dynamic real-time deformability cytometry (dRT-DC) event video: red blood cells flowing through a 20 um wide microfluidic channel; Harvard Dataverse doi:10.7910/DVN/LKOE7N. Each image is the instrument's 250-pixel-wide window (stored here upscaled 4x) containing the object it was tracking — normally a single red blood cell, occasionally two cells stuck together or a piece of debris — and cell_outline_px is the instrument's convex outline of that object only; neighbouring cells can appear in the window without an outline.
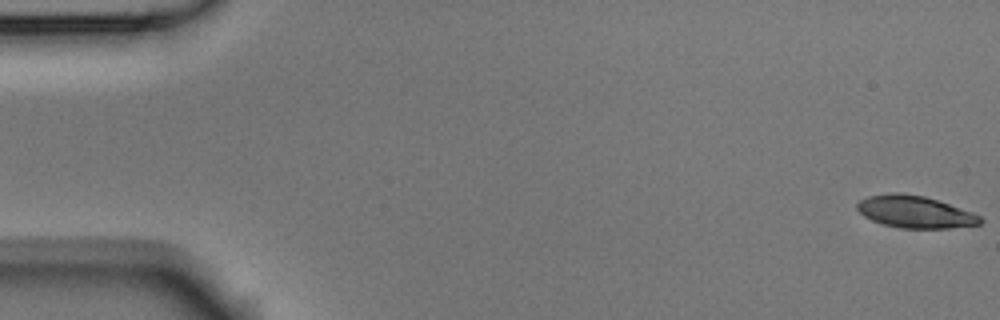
{"species": "Egyptian fruit bat (a non-hibernating species)", "species_latin": "Rousettus aegyptiacus", "temperature_condition": "room temperature", "stored_images_in_passage": 7, "camera_frame_rate_fps": 3000, "um_per_image_px": 0.085, "animal": {"sex": "male"}, "frame": {"image": 1, "passage_image": 1, "time_ms": 0.0, "image_size_px": [1000, 320], "cell_outline_px": [[984, 220], [980, 224], [948, 228], [900, 228], [884, 224], [872, 220], [864, 216], [856, 208], [856, 204], [860, 200], [868, 196], [888, 192], [900, 192], [924, 196], [972, 212], [980, 216]], "centroid_in_image_um": [77.74, 18.0], "position_along_channel_um": 7.3, "area_um2": 22.95}}
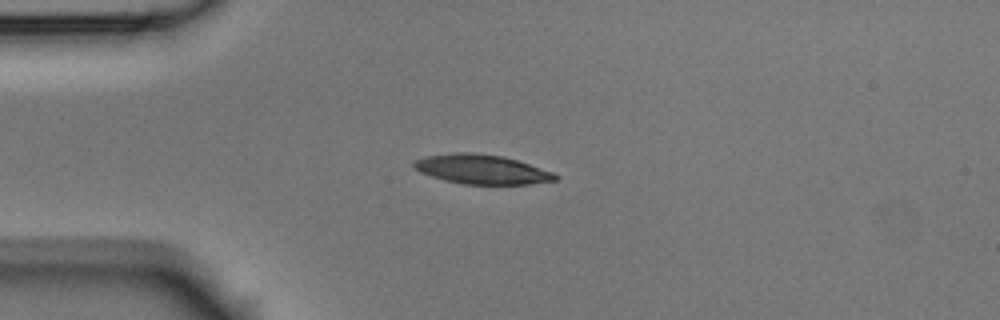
{"frame": {"image": 2, "passage_image": 5, "time_ms": 1.333, "image_size_px": [1000, 320], "cell_outline_px": [[560, 176], [556, 180], [532, 184], [460, 184], [444, 180], [420, 172], [412, 168], [412, 160], [428, 156], [452, 152], [472, 152], [504, 156], [556, 172]], "centroid_in_image_um": [40.96, 14.39], "position_along_channel_um": 44.0, "area_um2": 24.62}}
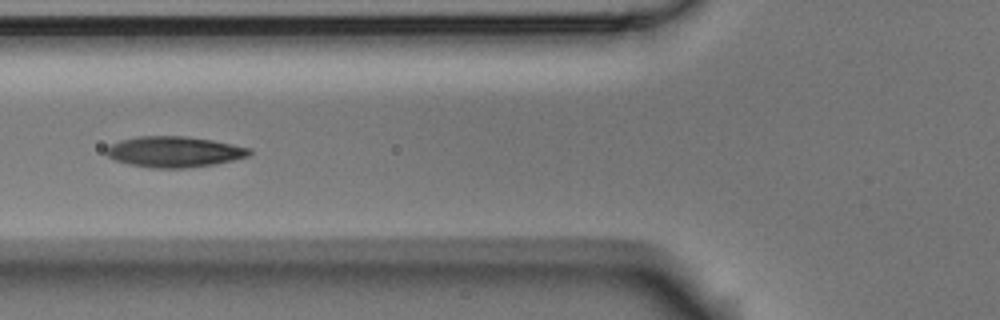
{"frame": {"image": 3, "passage_image": 7, "time_ms": 2.0, "image_size_px": [1000, 320], "cell_outline_px": [[252, 152], [248, 156], [216, 164], [184, 168], [148, 168], [128, 164], [116, 160], [108, 156], [104, 152], [104, 148], [120, 140], [140, 136], [188, 136], [212, 140], [252, 148]], "centroid_in_image_um": [14.8, 12.9], "position_along_channel_um": 111.0, "area_um2": 25.84}}